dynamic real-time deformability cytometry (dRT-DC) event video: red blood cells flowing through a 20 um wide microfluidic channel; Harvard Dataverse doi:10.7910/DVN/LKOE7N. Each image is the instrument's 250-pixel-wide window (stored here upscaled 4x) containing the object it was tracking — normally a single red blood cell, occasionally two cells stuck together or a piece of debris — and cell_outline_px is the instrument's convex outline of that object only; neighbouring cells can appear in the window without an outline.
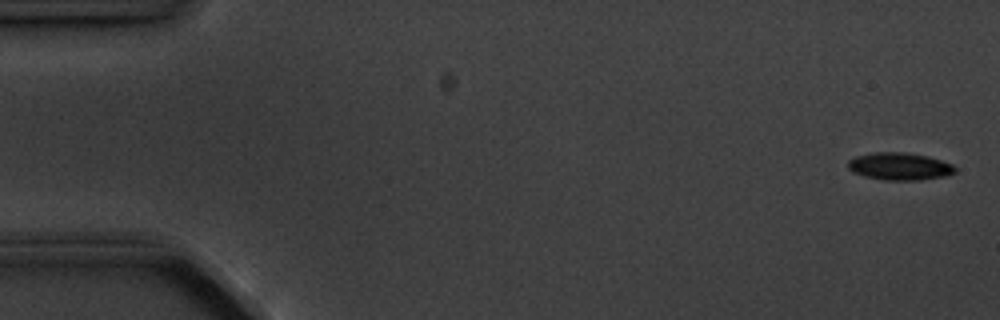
{"species": "common noctule bat (a hibernating species)", "species_latin": "Nyctalus noctula", "temperature_condition": "cold", "stored_images_in_passage": 5, "camera_frame_rate_fps": 3000, "um_per_image_px": 0.085, "animal": {"sex": "male", "body_mass_g": 20.1, "forearm_length_mm": 53.5}, "frame": {"image": 1, "passage_image": 1, "time_ms": 0.0, "image_size_px": [1000, 320], "cell_outline_px": [[956, 172], [944, 176], [920, 180], [884, 180], [864, 176], [852, 172], [848, 168], [848, 160], [856, 156], [876, 152], [904, 152], [928, 156], [952, 164], [956, 168]], "centroid_in_image_um": [76.45, 14.14], "position_along_channel_um": 8.5, "area_um2": 17.11}}